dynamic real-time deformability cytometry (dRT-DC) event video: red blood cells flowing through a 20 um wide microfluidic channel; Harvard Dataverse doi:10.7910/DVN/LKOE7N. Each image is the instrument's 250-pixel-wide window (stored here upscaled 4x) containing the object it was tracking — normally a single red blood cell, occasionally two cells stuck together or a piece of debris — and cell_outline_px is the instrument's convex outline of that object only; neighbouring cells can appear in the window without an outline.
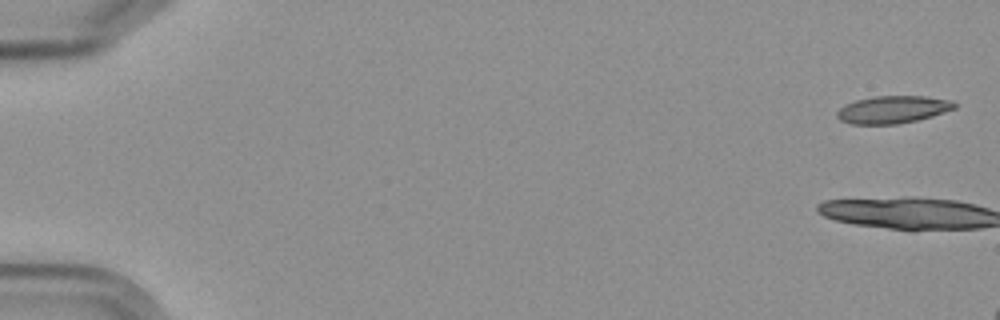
{"species": "Egyptian fruit bat (a non-hibernating species)", "species_latin": "Rousettus aegyptiacus", "temperature_condition": "cold", "stored_images_in_passage": 9, "camera_frame_rate_fps": 3000, "um_per_image_px": 0.085, "frame": {"image": 1, "passage_image": 1, "time_ms": 0.0, "image_size_px": [1000, 320], "cell_outline_px": [[956, 108], [932, 116], [916, 120], [896, 124], [852, 124], [840, 120], [836, 116], [836, 112], [844, 104], [856, 100], [872, 96], [924, 96], [952, 100], [956, 104]], "centroid_in_image_um": [75.87, 9.3], "position_along_channel_um": 9.1, "area_um2": 18.84}}
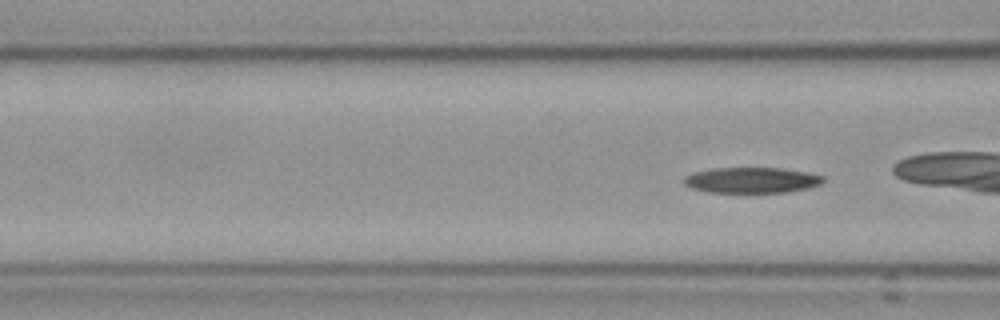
{"frame": {"image": 2, "passage_image": 9, "time_ms": 10.0, "image_size_px": [1000, 320], "cell_outline_px": [[824, 180], [820, 184], [808, 188], [784, 192], [708, 192], [692, 188], [684, 184], [680, 180], [684, 176], [692, 172], [712, 168], [780, 168], [808, 172], [824, 176]], "centroid_in_image_um": [63.84, 15.3], "position_along_channel_um": 102.8, "area_um2": 20.92}}